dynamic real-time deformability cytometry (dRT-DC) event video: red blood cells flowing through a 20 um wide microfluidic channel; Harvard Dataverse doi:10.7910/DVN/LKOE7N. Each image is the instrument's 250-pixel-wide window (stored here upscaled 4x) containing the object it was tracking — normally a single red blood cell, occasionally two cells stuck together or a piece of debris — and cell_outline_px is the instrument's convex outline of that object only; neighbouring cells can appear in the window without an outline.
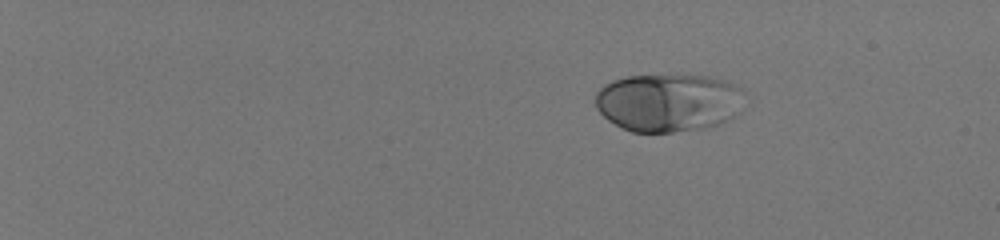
{"species": "human", "species_latin": "Homo sapiens", "temperature_condition": "room temperature", "stored_images_in_passage": 47, "camera_frame_rate_fps": 3000, "um_per_image_px": 0.085, "donor": {"sex": "male"}, "frame": {"image": 1, "passage_image": 1, "time_ms": 0.0, "image_size_px": [1000, 240], "cell_outline_px": [[740, 88], [732, 116], [716, 124], [704, 128], [672, 132], [632, 132], [608, 120], [596, 108], [596, 92], [604, 84], [612, 80], [628, 76], [708, 76], [724, 80]], "centroid_in_image_um": [56.67, 8.71], "position_along_channel_um": 28.3, "area_um2": 49.13}}
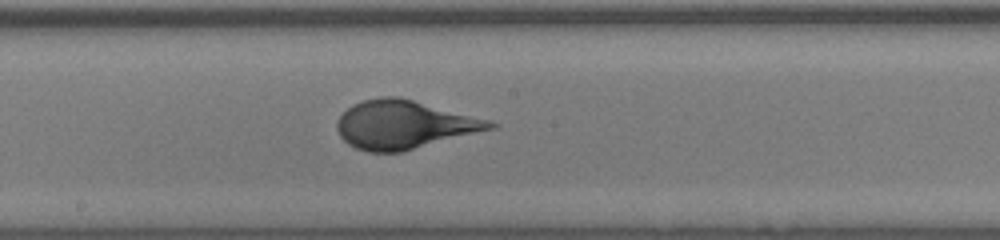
{"frame": {"image": 2, "passage_image": 27, "time_ms": 8.667, "image_size_px": [1000, 240], "cell_outline_px": [[500, 124], [496, 128], [400, 152], [368, 152], [356, 148], [348, 144], [340, 136], [336, 128], [336, 120], [352, 104], [364, 100], [380, 96], [396, 96], [492, 120]], "centroid_in_image_um": [34.35, 10.59], "position_along_channel_um": 213.8, "area_um2": 43.06}}
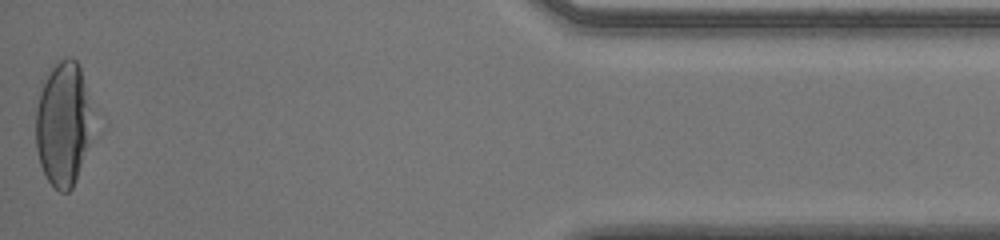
{"frame": {"image": 3, "passage_image": 47, "time_ms": 15.333, "image_size_px": [1000, 240], "cell_outline_px": [[88, 144], [72, 188], [68, 192], [60, 192], [48, 180], [40, 164], [36, 148], [36, 108], [40, 80], [64, 56], [72, 56], [76, 60], [80, 68], [84, 84], [88, 108]], "centroid_in_image_um": [5.27, 10.48], "position_along_channel_um": 429.9, "area_um2": 40.11}}